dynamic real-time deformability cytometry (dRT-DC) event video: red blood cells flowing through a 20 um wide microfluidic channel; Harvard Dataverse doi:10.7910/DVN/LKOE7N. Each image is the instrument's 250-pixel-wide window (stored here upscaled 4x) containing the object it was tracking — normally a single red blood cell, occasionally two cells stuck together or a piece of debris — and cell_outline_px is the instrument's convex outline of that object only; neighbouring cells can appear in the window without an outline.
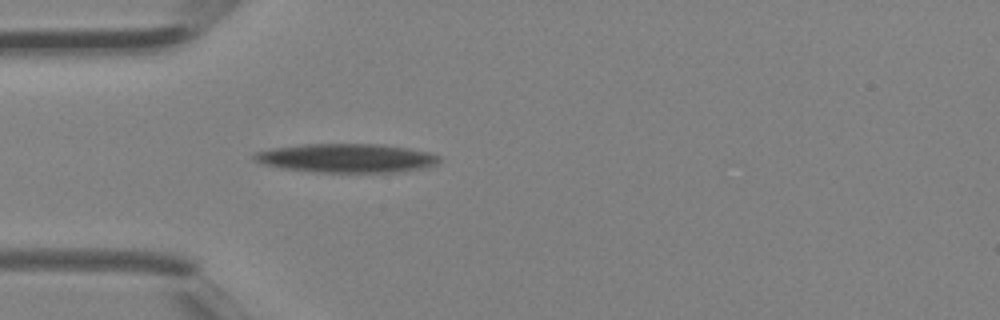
{"species": "Egyptian fruit bat (a non-hibernating species)", "species_latin": "Rousettus aegyptiacus", "temperature_condition": "room temperature", "stored_images_in_passage": 1, "camera_frame_rate_fps": 3000, "um_per_image_px": 0.085, "animal": {"sex": "female"}, "frame": {"image": 1, "passage_image": 1, "time_ms": 0.0, "image_size_px": [1000, 320], "cell_outline_px": [[440, 160], [436, 164], [428, 168], [400, 172], [312, 172], [280, 168], [260, 164], [252, 160], [252, 152], [272, 148], [304, 144], [380, 144], [408, 148], [428, 152], [440, 156]], "centroid_in_image_um": [29.41, 13.45], "position_along_channel_um": 55.6, "area_um2": 31.62}}